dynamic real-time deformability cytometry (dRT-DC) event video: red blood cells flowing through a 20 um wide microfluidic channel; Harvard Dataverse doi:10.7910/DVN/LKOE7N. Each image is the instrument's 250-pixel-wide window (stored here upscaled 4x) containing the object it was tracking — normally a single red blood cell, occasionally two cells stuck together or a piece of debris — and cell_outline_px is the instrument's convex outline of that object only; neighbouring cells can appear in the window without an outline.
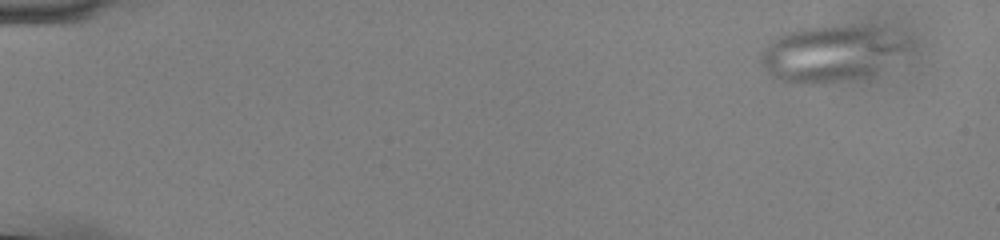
{"species": "common noctule bat (a hibernating species)", "species_latin": "Nyctalus noctula", "temperature_condition": "cold", "stored_images_in_passage": 12, "camera_frame_rate_fps": 3000, "um_per_image_px": 0.085, "animal": {"sex": "male", "body_mass_g": 13.0, "forearm_length_mm": 53.1}, "frame": {"image": 1, "passage_image": 4, "time_ms": 1.0, "image_size_px": [1000, 240], "cell_outline_px": [[912, 48], [868, 72], [856, 76], [824, 84], [796, 84], [772, 76], [760, 64], [760, 56], [772, 40], [776, 36], [784, 32], [800, 28], [828, 24], [852, 24], [876, 28], [908, 36], [912, 40]], "centroid_in_image_um": [70.62, 4.47], "position_along_channel_um": 14.4, "area_um2": 47.8}}